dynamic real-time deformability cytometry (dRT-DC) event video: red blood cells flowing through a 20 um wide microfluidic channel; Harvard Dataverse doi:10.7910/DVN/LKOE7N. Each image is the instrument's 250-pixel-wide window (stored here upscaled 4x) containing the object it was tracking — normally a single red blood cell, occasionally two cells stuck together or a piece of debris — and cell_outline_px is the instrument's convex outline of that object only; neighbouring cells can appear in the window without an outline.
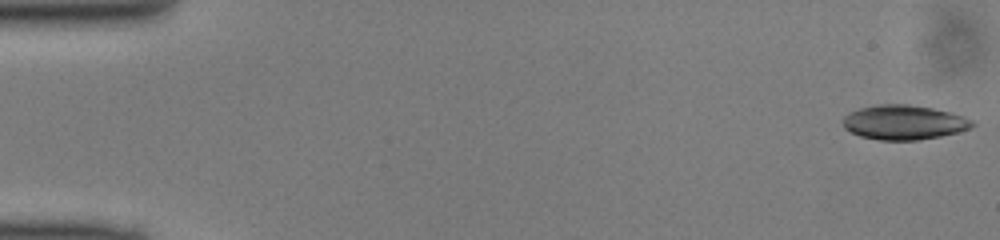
{"species": "common noctule bat (a hibernating species)", "species_latin": "Nyctalus noctula", "temperature_condition": "cold", "stored_images_in_passage": 49, "camera_frame_rate_fps": 3000, "um_per_image_px": 0.085, "animal": {"sex": "male", "body_mass_g": 13.0, "forearm_length_mm": 53.1}, "frame": {"image": 1, "passage_image": 1, "time_ms": 0.0, "image_size_px": [1000, 240], "cell_outline_px": [[976, 124], [972, 128], [960, 132], [940, 136], [916, 140], [880, 140], [860, 136], [844, 128], [844, 116], [848, 112], [860, 108], [876, 104], [908, 104], [932, 108], [952, 112], [964, 116], [972, 120]], "centroid_in_image_um": [76.87, 10.39], "position_along_channel_um": 8.1, "area_um2": 26.18}}
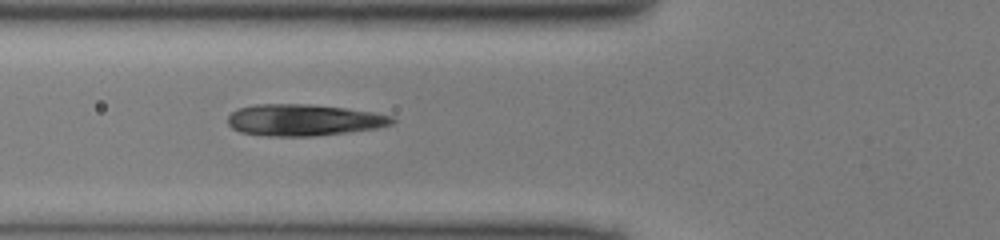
{"frame": {"image": 2, "passage_image": 18, "time_ms": 5.667, "image_size_px": [1000, 240], "cell_outline_px": [[396, 120], [392, 124], [376, 128], [312, 136], [268, 136], [240, 132], [232, 128], [228, 124], [228, 116], [232, 112], [240, 108], [256, 104], [308, 104], [344, 108], [372, 112], [392, 116]], "centroid_in_image_um": [25.79, 10.2], "position_along_channel_um": 100.0, "area_um2": 29.94}}
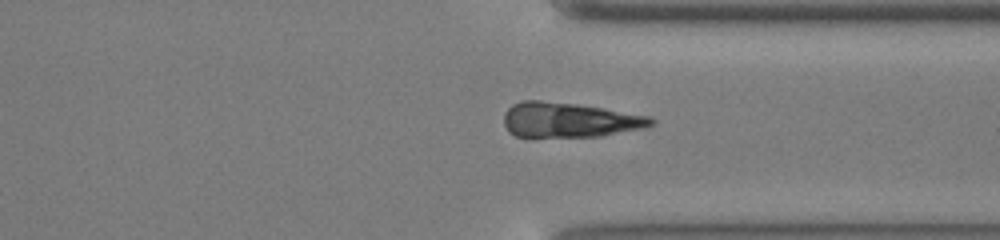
{"frame": {"image": 3, "passage_image": 37, "time_ms": 12.0, "image_size_px": [1000, 240], "cell_outline_px": [[656, 124], [644, 128], [600, 136], [516, 136], [508, 132], [504, 124], [504, 112], [512, 104], [524, 100], [540, 100], [576, 104], [604, 108], [652, 116], [656, 120]], "centroid_in_image_um": [48.42, 10.18], "position_along_channel_um": 363.0, "area_um2": 30.0}}